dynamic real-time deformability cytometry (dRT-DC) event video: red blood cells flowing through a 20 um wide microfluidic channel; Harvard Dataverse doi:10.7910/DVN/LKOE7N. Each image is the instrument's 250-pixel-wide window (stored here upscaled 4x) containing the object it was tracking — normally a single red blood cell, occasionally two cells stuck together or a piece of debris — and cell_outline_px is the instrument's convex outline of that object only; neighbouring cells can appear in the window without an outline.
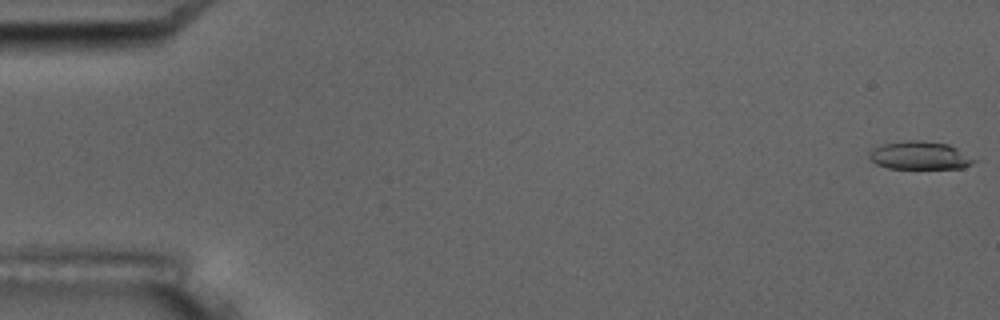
{"species": "common noctule bat (a hibernating species)", "species_latin": "Nyctalus noctula", "temperature_condition": "room temperature", "stored_images_in_passage": 6, "camera_frame_rate_fps": 3000, "um_per_image_px": 0.085, "animal": {"sex": "male", "body_mass_g": 17.5, "forearm_length_mm": 52.3}, "frame": {"image": 1, "passage_image": 1, "time_ms": 0.0, "image_size_px": [1000, 320], "cell_outline_px": [[976, 160], [972, 164], [964, 168], [888, 168], [876, 164], [868, 156], [872, 148], [884, 144], [908, 140], [920, 140], [948, 144], [956, 148]], "centroid_in_image_um": [78.16, 13.22], "position_along_channel_um": 6.8, "area_um2": 16.94}}
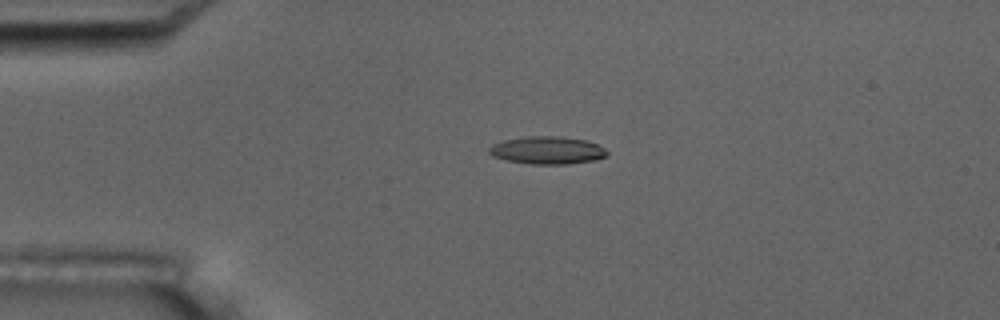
{"frame": {"image": 2, "passage_image": 5, "time_ms": 4.333, "image_size_px": [1000, 320], "cell_outline_px": [[608, 152], [604, 156], [592, 160], [568, 164], [532, 164], [504, 160], [492, 156], [488, 152], [488, 148], [492, 144], [504, 140], [528, 136], [560, 136], [588, 140], [604, 148]], "centroid_in_image_um": [46.47, 12.77], "position_along_channel_um": 38.5, "area_um2": 19.02}}